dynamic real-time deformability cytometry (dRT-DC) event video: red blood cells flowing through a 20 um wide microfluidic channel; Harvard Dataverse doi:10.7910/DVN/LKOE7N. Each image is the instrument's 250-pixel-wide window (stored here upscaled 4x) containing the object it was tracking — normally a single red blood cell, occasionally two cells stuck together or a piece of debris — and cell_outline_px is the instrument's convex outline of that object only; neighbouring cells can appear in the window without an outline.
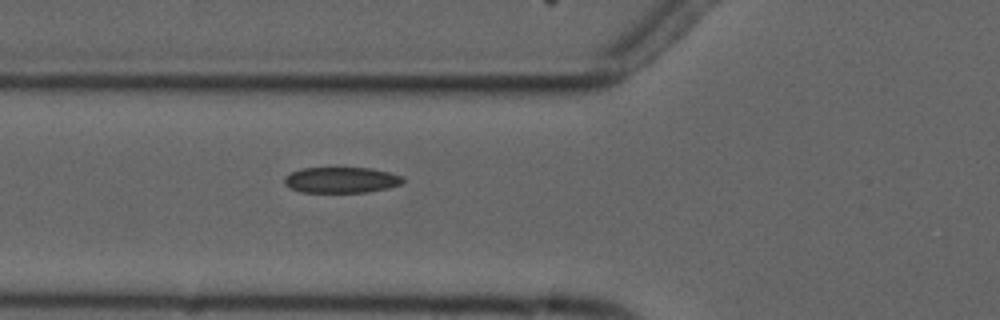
{"species": "common noctule bat (a hibernating species)", "species_latin": "Nyctalus noctula", "temperature_condition": "cold", "stored_images_in_passage": 3, "camera_frame_rate_fps": 3000, "um_per_image_px": 0.085, "animal": {"sex": "male", "forearm_length_mm": 52.5}, "frame": {"image": 1, "passage_image": 3, "time_ms": 2.333, "image_size_px": [1000, 320], "cell_outline_px": [[404, 180], [400, 184], [388, 188], [368, 192], [300, 192], [288, 188], [284, 184], [284, 176], [300, 168], [372, 168], [404, 176]], "centroid_in_image_um": [28.98, 15.3], "position_along_channel_um": 96.8, "area_um2": 17.98}}